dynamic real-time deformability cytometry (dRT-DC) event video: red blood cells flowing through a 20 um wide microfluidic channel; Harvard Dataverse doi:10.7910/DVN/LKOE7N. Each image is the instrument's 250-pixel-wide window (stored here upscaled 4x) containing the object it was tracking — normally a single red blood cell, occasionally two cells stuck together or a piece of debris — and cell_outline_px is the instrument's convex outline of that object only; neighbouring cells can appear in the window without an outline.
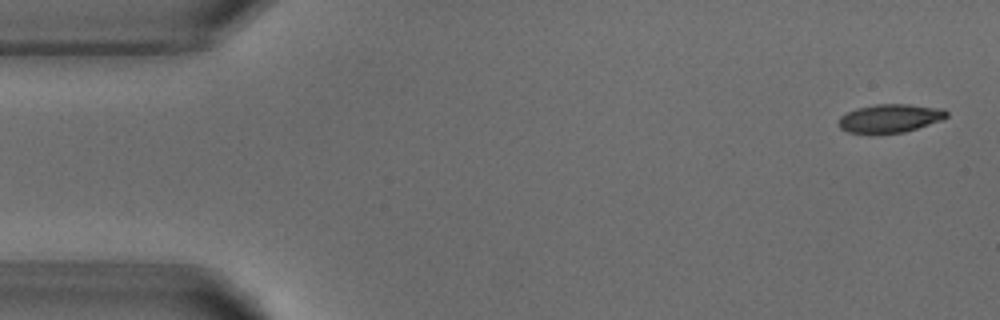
{"species": "common noctule bat (a hibernating species)", "species_latin": "Nyctalus noctula", "temperature_condition": "warm", "stored_images_in_passage": 4, "camera_frame_rate_fps": 3000, "um_per_image_px": 0.085, "animal": {"sex": "male", "body_mass_g": 18.8}, "frame": {"image": 1, "passage_image": 1, "time_ms": 0.0, "image_size_px": [1000, 320], "cell_outline_px": [[948, 116], [940, 120], [904, 132], [848, 132], [840, 128], [836, 124], [840, 116], [856, 108], [876, 104], [908, 104], [944, 108], [948, 112]], "centroid_in_image_um": [75.64, 10.03], "position_along_channel_um": 9.4, "area_um2": 17.63}}
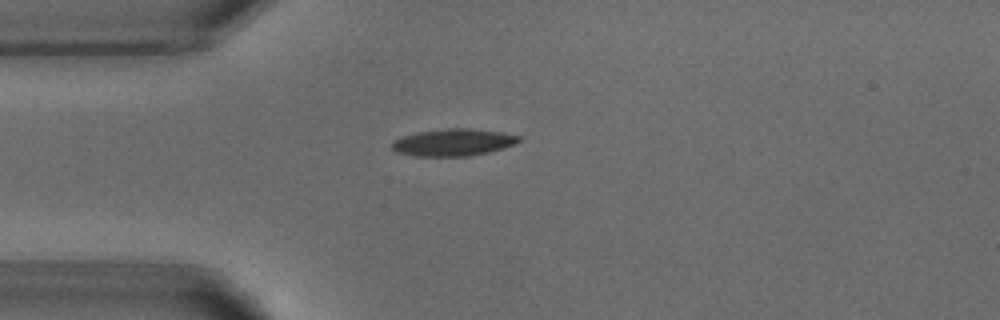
{"frame": {"image": 2, "passage_image": 4, "time_ms": 3.667, "image_size_px": [1000, 320], "cell_outline_px": [[524, 136], [520, 140], [504, 148], [488, 152], [468, 156], [416, 156], [396, 152], [392, 148], [392, 144], [400, 136], [416, 132], [448, 128], [472, 128], [500, 132]], "centroid_in_image_um": [38.53, 12.09], "position_along_channel_um": 46.5, "area_um2": 20.06}}